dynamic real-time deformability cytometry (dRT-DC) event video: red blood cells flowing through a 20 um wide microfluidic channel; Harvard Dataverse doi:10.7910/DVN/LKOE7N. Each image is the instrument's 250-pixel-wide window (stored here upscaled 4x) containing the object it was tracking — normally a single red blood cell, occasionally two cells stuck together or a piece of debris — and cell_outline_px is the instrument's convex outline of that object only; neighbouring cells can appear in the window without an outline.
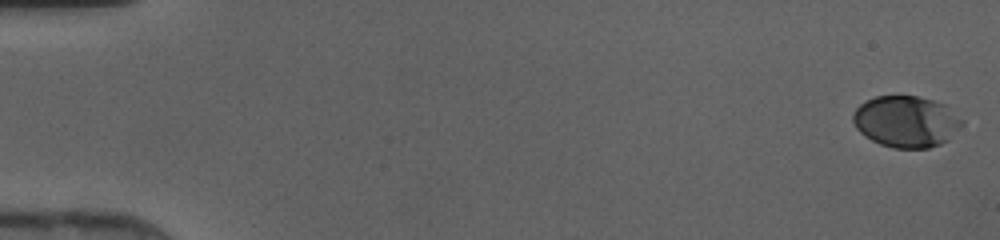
{"species": "human", "species_latin": "Homo sapiens", "temperature_condition": "cold", "stored_images_in_passage": 47, "camera_frame_rate_fps": 3000, "um_per_image_px": 0.085, "donor": {"sex": "female"}, "frame": {"image": 1, "passage_image": 1, "time_ms": 0.0, "image_size_px": [1000, 240], "cell_outline_px": [[964, 120], [948, 140], [940, 144], [928, 148], [892, 148], [880, 144], [864, 136], [856, 128], [852, 120], [852, 116], [856, 108], [860, 104], [876, 96], [920, 96], [944, 104]], "centroid_in_image_um": [77.0, 10.33], "position_along_channel_um": 8.0, "area_um2": 32.54}}
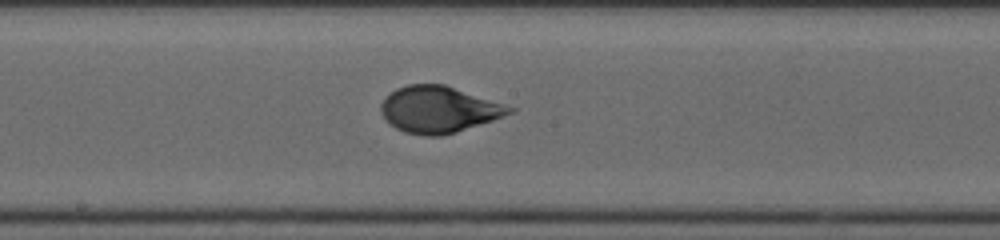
{"frame": {"image": 2, "passage_image": 26, "time_ms": 8.333, "image_size_px": [1000, 240], "cell_outline_px": [[516, 112], [456, 132], [440, 136], [424, 136], [404, 132], [388, 124], [380, 112], [380, 104], [396, 88], [408, 84], [444, 84], [516, 108]], "centroid_in_image_um": [37.28, 9.31], "position_along_channel_um": 210.9, "area_um2": 34.74}}
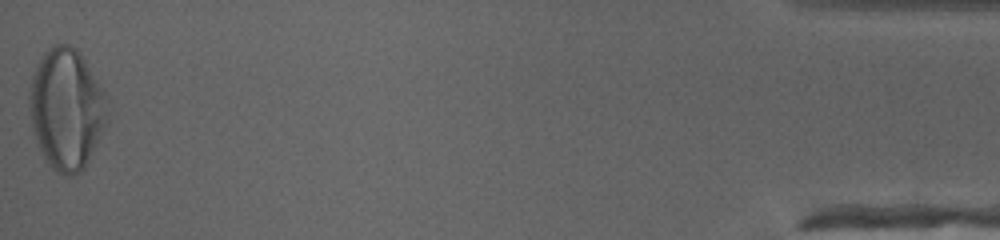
{"frame": {"image": 3, "passage_image": 47, "time_ms": 15.333, "image_size_px": [1000, 240], "cell_outline_px": [[108, 124], [84, 168], [80, 172], [72, 176], [68, 176], [56, 172], [52, 168], [44, 156], [36, 140], [28, 108], [28, 96], [32, 76], [36, 64], [44, 52], [52, 44], [68, 44], [76, 48], [80, 52], [104, 92], [108, 112]], "centroid_in_image_um": [5.65, 9.25], "position_along_channel_um": 429.6, "area_um2": 55.2}}